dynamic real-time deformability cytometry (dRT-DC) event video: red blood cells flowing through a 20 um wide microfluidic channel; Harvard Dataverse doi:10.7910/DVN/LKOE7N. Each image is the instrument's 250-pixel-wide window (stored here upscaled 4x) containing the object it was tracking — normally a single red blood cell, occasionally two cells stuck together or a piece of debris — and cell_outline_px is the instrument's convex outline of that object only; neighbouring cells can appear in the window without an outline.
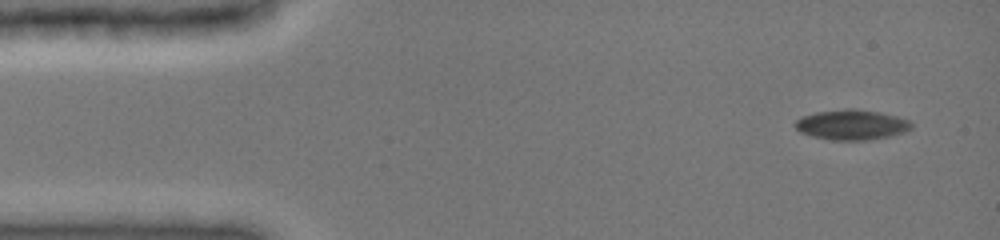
{"species": "common noctule bat (a hibernating species)", "species_latin": "Nyctalus noctula", "temperature_condition": "cold", "stored_images_in_passage": 26, "camera_frame_rate_fps": 3000, "um_per_image_px": 0.085, "animal": {"sex": "female", "body_mass_g": 19.0, "forearm_length_mm": 51.5}, "frame": {"image": 1, "passage_image": 1, "time_ms": 0.0, "image_size_px": [1000, 240], "cell_outline_px": [[912, 128], [904, 132], [888, 136], [868, 140], [832, 140], [812, 136], [800, 132], [796, 128], [796, 120], [804, 116], [816, 112], [848, 108], [856, 108], [880, 112], [896, 116], [908, 120], [912, 124]], "centroid_in_image_um": [72.4, 10.6], "position_along_channel_um": 12.6, "area_um2": 20.29}}
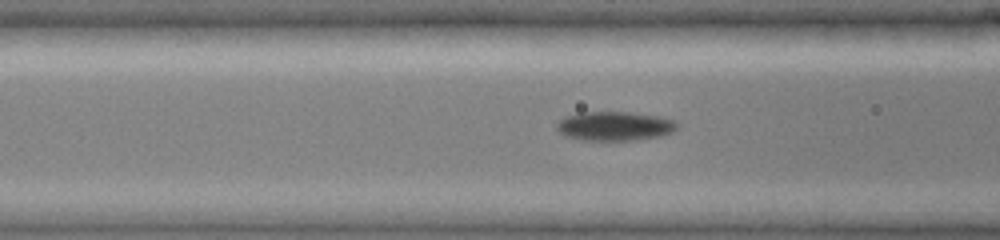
{"frame": {"image": 2, "passage_image": 15, "time_ms": 5.0, "image_size_px": [1000, 240], "cell_outline_px": [[676, 128], [672, 132], [660, 136], [636, 140], [580, 140], [564, 136], [556, 128], [556, 124], [564, 116], [580, 112], [632, 112], [660, 116], [676, 120]], "centroid_in_image_um": [52.23, 10.71], "position_along_channel_um": 114.4, "area_um2": 20.63}}
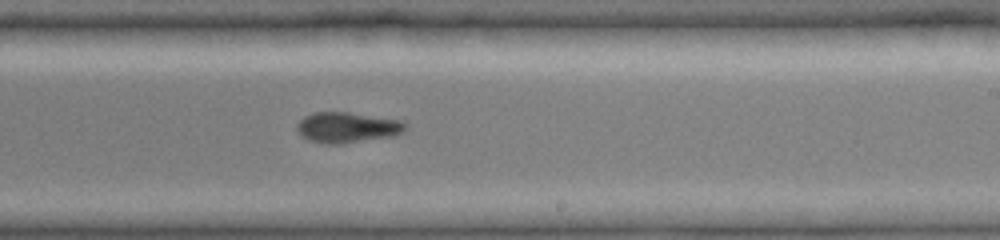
{"frame": {"image": 3, "passage_image": 26, "time_ms": 8.667, "image_size_px": [1000, 240], "cell_outline_px": [[408, 128], [404, 132], [392, 136], [340, 144], [328, 144], [308, 140], [300, 136], [296, 128], [296, 124], [304, 116], [312, 112], [348, 112], [404, 120], [408, 124]], "centroid_in_image_um": [29.53, 10.82], "position_along_channel_um": 259.5, "area_um2": 19.65}}